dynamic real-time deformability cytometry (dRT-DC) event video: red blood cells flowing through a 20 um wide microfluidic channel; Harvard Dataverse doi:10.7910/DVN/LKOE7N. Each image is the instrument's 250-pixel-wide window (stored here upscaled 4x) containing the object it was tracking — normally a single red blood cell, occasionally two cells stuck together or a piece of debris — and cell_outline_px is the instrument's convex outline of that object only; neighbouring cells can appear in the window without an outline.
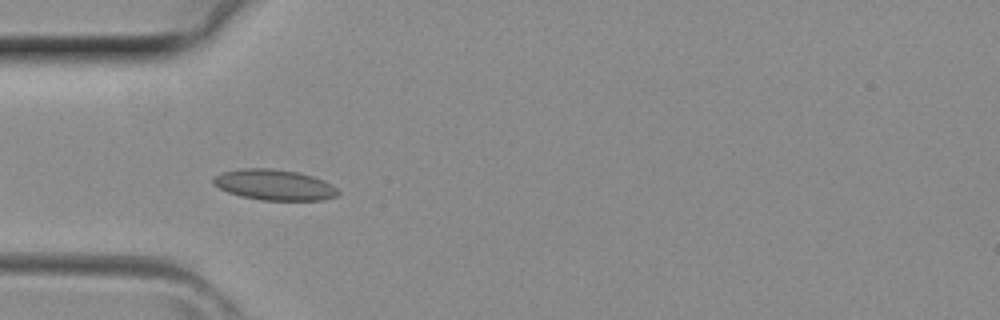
{"species": "common noctule bat (a hibernating species)", "species_latin": "Nyctalus noctula", "temperature_condition": "room temperature", "stored_images_in_passage": 3, "camera_frame_rate_fps": 3000, "um_per_image_px": 0.085, "animal": {"sex": "female", "body_mass_g": 29.2, "forearm_length_mm": 56.3}, "frame": {"image": 1, "passage_image": 3, "time_ms": 0.667, "image_size_px": [1000, 320], "cell_outline_px": [[340, 192], [336, 196], [324, 200], [260, 200], [240, 196], [228, 192], [212, 184], [212, 176], [220, 172], [240, 168], [272, 168], [300, 172], [324, 180], [332, 184]], "centroid_in_image_um": [23.29, 15.7], "position_along_channel_um": 61.7, "area_um2": 22.66}}